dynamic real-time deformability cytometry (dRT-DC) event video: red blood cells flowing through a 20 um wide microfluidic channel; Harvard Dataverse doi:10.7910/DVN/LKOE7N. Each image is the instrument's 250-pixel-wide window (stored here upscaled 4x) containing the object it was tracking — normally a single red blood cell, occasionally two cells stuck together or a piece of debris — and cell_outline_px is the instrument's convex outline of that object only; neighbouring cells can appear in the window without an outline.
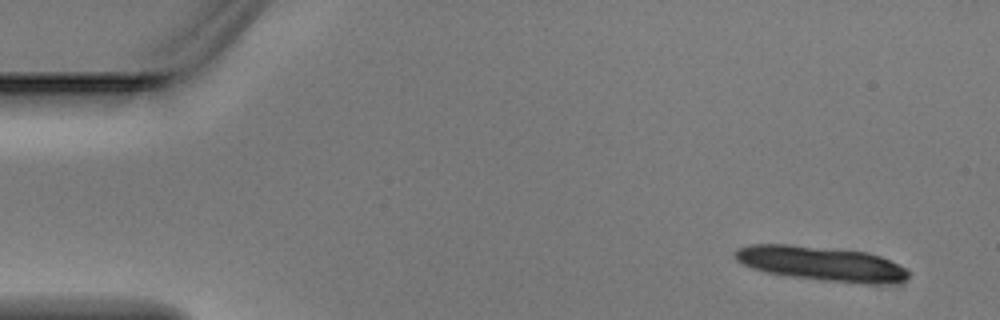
{"species": "Egyptian fruit bat (a non-hibernating species)", "species_latin": "Rousettus aegyptiacus", "temperature_condition": "warm", "stored_images_in_passage": 3, "camera_frame_rate_fps": 3000, "um_per_image_px": 0.085, "animal": {"sex": "male"}, "frame": {"image": 1, "passage_image": 1, "time_ms": 0.0, "image_size_px": [1000, 320], "cell_outline_px": [[908, 276], [900, 284], [868, 284], [824, 280], [792, 276], [768, 272], [752, 268], [736, 260], [732, 256], [732, 252], [736, 248], [752, 244], [792, 244], [868, 252], [880, 256], [908, 268]], "centroid_in_image_um": [69.84, 22.4], "position_along_channel_um": 15.2, "area_um2": 35.08}}